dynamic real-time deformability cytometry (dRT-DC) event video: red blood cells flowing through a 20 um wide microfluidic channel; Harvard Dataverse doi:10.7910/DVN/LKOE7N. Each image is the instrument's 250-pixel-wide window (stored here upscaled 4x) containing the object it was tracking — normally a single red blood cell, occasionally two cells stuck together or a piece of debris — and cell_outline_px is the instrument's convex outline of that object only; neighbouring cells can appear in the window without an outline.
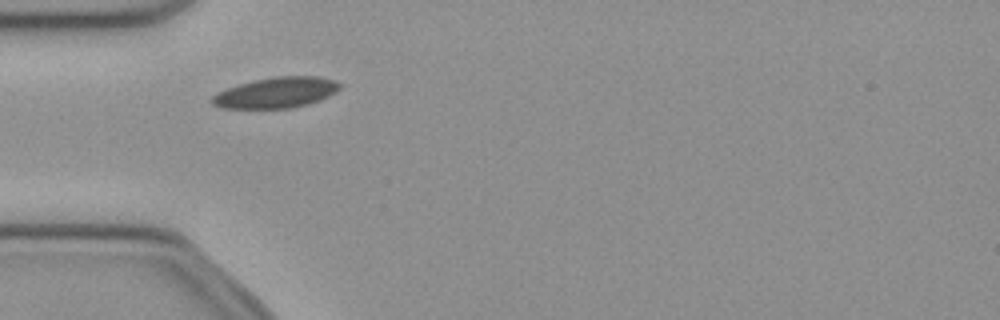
{"species": "common noctule bat (a hibernating species)", "species_latin": "Nyctalus noctula", "temperature_condition": "cold", "stored_images_in_passage": 45, "camera_frame_rate_fps": 3000, "um_per_image_px": 0.085, "animal": {"sex": "female", "body_mass_g": 21.9}, "frame": {"image": 1, "passage_image": 9, "time_ms": 2.667, "image_size_px": [1000, 320], "cell_outline_px": [[340, 88], [336, 92], [320, 100], [308, 104], [292, 108], [220, 108], [212, 104], [212, 96], [228, 88], [240, 84], [256, 80], [276, 76], [320, 76], [336, 80], [340, 84]], "centroid_in_image_um": [23.52, 7.87], "position_along_channel_um": 61.5, "area_um2": 22.72}}
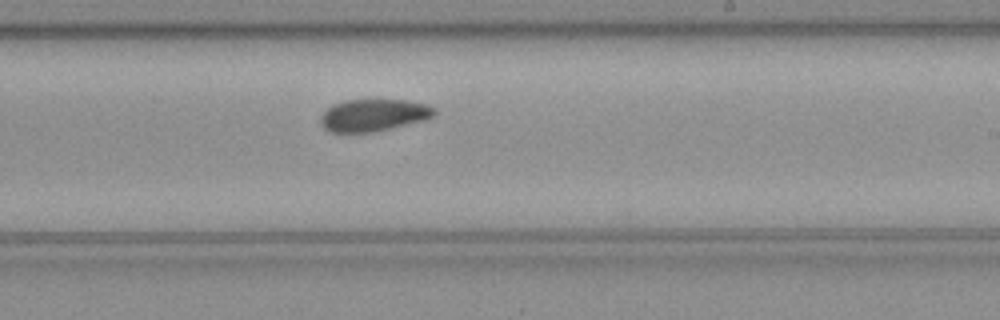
{"frame": {"image": 2, "passage_image": 24, "time_ms": 7.667, "image_size_px": [1000, 320], "cell_outline_px": [[436, 116], [428, 120], [392, 128], [372, 132], [328, 132], [320, 124], [320, 116], [332, 104], [344, 100], [404, 100], [428, 104], [436, 108]], "centroid_in_image_um": [31.79, 9.79], "position_along_channel_um": 257.2, "area_um2": 21.68}}
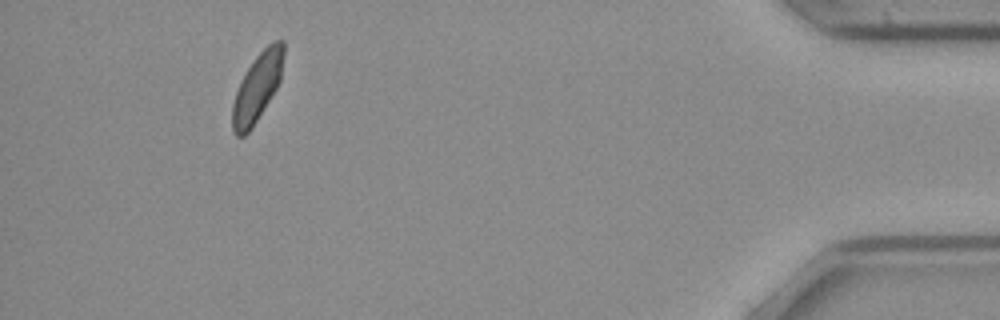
{"frame": {"image": 3, "passage_image": 41, "time_ms": 13.333, "image_size_px": [1000, 320], "cell_outline_px": [[284, 52], [280, 80], [276, 88], [252, 128], [244, 136], [236, 136], [232, 132], [232, 104], [240, 80], [256, 56], [272, 40], [284, 40]], "centroid_in_image_um": [21.85, 7.42], "position_along_channel_um": 413.3, "area_um2": 20.23}}